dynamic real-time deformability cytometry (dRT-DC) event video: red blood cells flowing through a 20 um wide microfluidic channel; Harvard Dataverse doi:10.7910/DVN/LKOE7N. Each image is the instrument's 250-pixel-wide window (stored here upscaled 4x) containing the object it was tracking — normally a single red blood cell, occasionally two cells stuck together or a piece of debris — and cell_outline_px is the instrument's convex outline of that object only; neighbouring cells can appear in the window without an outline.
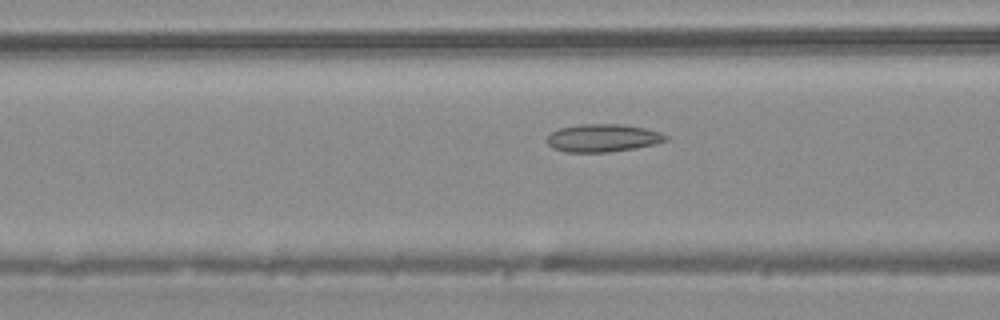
{"species": "common noctule bat (a hibernating species)", "species_latin": "Nyctalus noctula", "temperature_condition": "warm", "stored_images_in_passage": 50, "camera_frame_rate_fps": 3000, "um_per_image_px": 0.085, "animal": {"sex": "male", "body_mass_g": 20.4}, "frame": {"image": 1, "passage_image": 20, "time_ms": 6.333, "image_size_px": [1000, 320], "cell_outline_px": [[668, 140], [656, 144], [636, 148], [608, 152], [568, 152], [552, 148], [548, 144], [548, 136], [552, 132], [560, 128], [580, 124], [620, 124], [644, 128], [660, 132], [668, 136]], "centroid_in_image_um": [51.27, 11.73], "position_along_channel_um": 115.3, "area_um2": 19.19}}
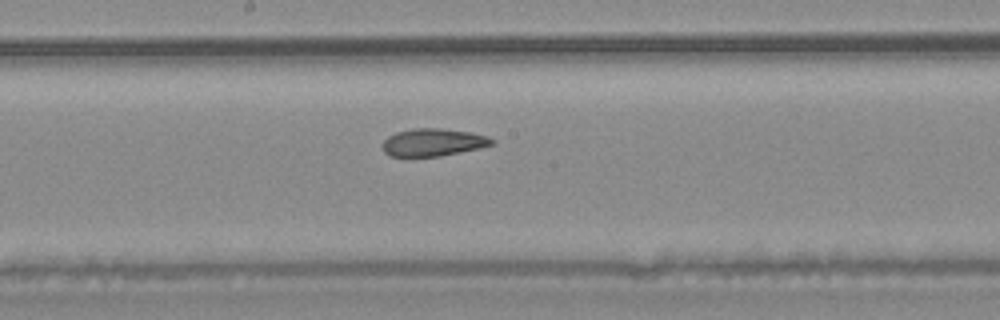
{"frame": {"image": 2, "passage_image": 27, "time_ms": 8.667, "image_size_px": [1000, 320], "cell_outline_px": [[496, 144], [480, 148], [440, 156], [388, 156], [384, 152], [384, 140], [388, 136], [396, 132], [412, 128], [440, 128], [472, 132], [488, 136], [496, 140]], "centroid_in_image_um": [36.87, 12.09], "position_along_channel_um": 211.3, "area_um2": 17.69}}
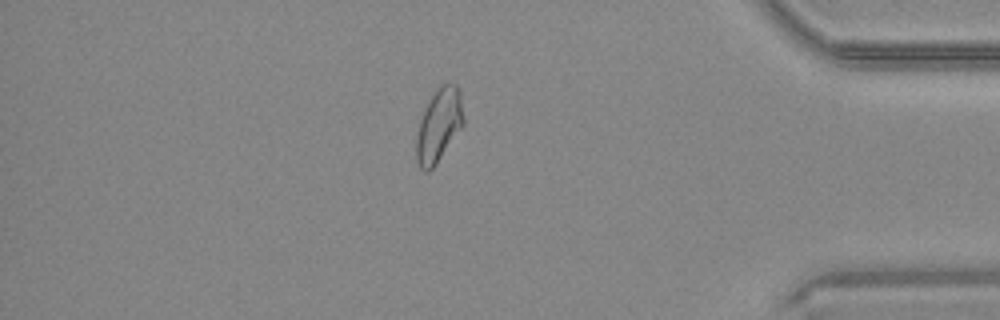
{"frame": {"image": 3, "passage_image": 43, "time_ms": 14.0, "image_size_px": [1000, 320], "cell_outline_px": [[464, 124], [436, 164], [428, 172], [424, 172], [420, 168], [416, 160], [416, 136], [420, 120], [432, 96], [440, 84], [448, 80], [456, 84], [460, 92], [464, 120]], "centroid_in_image_um": [37.31, 10.64], "position_along_channel_um": 397.9, "area_um2": 20.11}, "authors_computed_cell_mechanics": {"area_um2": 20.0277, "velocity_mm_per_s": 4.1244, "shape_relaxation_time_tau1_ms": null, "shape_relaxation_time_tau2_ms": 1.9582, "deformation_change_tau1": null, "deformation_change_tau2": 0.0885}}